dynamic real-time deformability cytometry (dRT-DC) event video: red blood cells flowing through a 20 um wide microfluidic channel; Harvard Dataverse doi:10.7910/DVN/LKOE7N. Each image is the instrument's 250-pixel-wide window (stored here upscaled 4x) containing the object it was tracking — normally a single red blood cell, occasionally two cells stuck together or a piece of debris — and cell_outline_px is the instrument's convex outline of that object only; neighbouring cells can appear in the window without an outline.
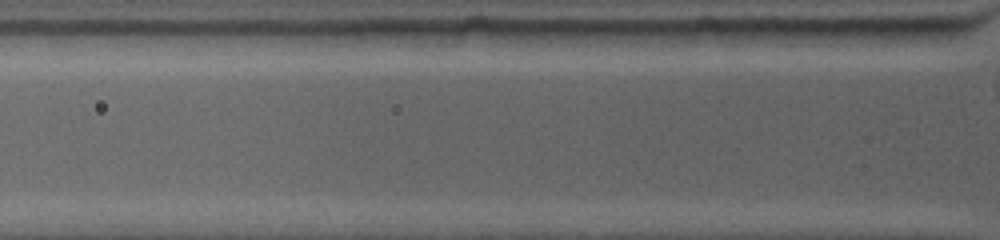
{"species": "common noctule bat (a hibernating species)", "species_latin": "Nyctalus noctula", "temperature_condition": "warm", "stored_images_in_passage": 3, "camera_frame_rate_fps": 4500, "um_per_image_px": 0.085, "animal": {"sex": "female", "body_mass_g": 19.0, "forearm_length_mm": 53.3}, "frame": {"image": 1, "passage_image": 3, "time_ms": 0.222, "image_size_px": [1000, 240], "cell_outline_px": [[964, 36], [944, 44], [880, 44], [856, 28], [952, 28], [964, 32]], "centroid_in_image_um": [77.58, 3.01], "position_along_channel_um": 48.2, "area_um2": 10.35}}